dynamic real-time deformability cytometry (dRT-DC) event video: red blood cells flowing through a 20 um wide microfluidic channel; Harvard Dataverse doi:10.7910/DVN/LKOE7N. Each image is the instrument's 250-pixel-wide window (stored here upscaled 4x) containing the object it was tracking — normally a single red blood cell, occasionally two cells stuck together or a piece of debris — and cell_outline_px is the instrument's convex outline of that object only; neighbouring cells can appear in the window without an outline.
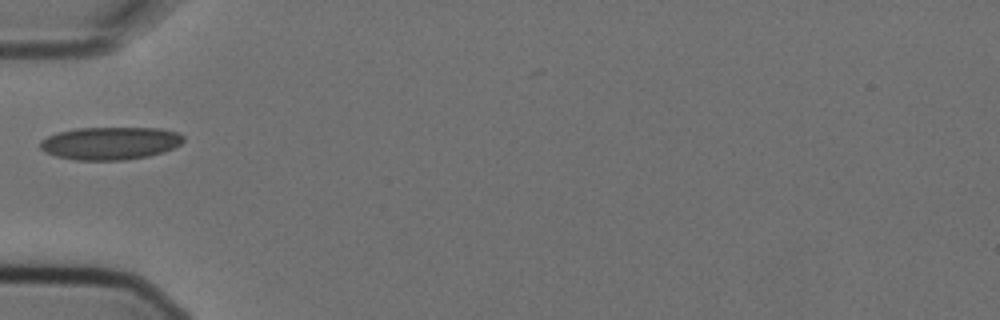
{"species": "Egyptian fruit bat (a non-hibernating species)", "species_latin": "Rousettus aegyptiacus", "temperature_condition": "cold", "stored_images_in_passage": 3, "camera_frame_rate_fps": 3000, "um_per_image_px": 0.085, "animal": {"sex": "female"}, "frame": {"image": 1, "passage_image": 3, "time_ms": 0.667, "image_size_px": [1000, 320], "cell_outline_px": [[184, 140], [180, 144], [164, 152], [148, 156], [124, 160], [76, 160], [56, 156], [40, 148], [40, 140], [56, 132], [76, 128], [160, 128], [176, 132], [184, 136]], "centroid_in_image_um": [9.37, 12.17], "position_along_channel_um": 75.6, "area_um2": 27.34}}